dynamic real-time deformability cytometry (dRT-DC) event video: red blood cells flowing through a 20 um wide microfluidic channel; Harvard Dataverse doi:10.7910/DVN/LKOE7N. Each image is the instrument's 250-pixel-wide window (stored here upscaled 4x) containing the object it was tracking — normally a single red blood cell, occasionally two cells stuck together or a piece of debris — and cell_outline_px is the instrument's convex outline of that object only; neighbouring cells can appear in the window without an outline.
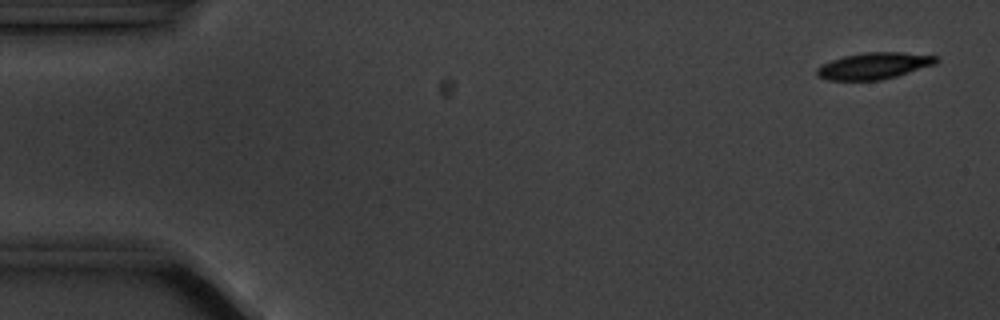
{"species": "common noctule bat (a hibernating species)", "species_latin": "Nyctalus noctula", "temperature_condition": "cold", "stored_images_in_passage": 5, "camera_frame_rate_fps": 3000, "um_per_image_px": 0.085, "animal": {"sex": "male", "body_mass_g": 20.1, "forearm_length_mm": 53.5}, "frame": {"image": 1, "passage_image": 1, "time_ms": 0.0, "image_size_px": [1000, 320], "cell_outline_px": [[940, 60], [936, 64], [896, 76], [880, 80], [828, 80], [816, 76], [816, 68], [820, 64], [844, 56], [864, 52], [900, 52], [936, 56]], "centroid_in_image_um": [74.26, 5.59], "position_along_channel_um": 10.7, "area_um2": 18.5}}
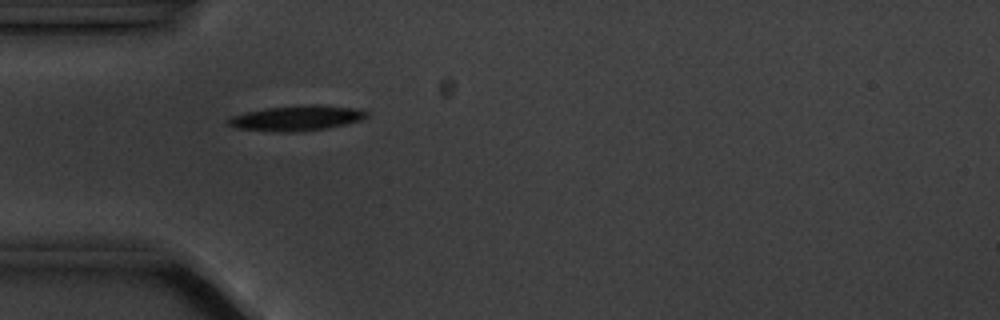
{"frame": {"image": 2, "passage_image": 5, "time_ms": 4.667, "image_size_px": [1000, 320], "cell_outline_px": [[368, 116], [360, 120], [328, 128], [300, 132], [276, 132], [236, 128], [228, 124], [228, 120], [232, 116], [244, 112], [264, 108], [308, 104], [316, 104], [356, 108], [368, 112]], "centroid_in_image_um": [25.21, 10.04], "position_along_channel_um": 59.8, "area_um2": 20.46}}